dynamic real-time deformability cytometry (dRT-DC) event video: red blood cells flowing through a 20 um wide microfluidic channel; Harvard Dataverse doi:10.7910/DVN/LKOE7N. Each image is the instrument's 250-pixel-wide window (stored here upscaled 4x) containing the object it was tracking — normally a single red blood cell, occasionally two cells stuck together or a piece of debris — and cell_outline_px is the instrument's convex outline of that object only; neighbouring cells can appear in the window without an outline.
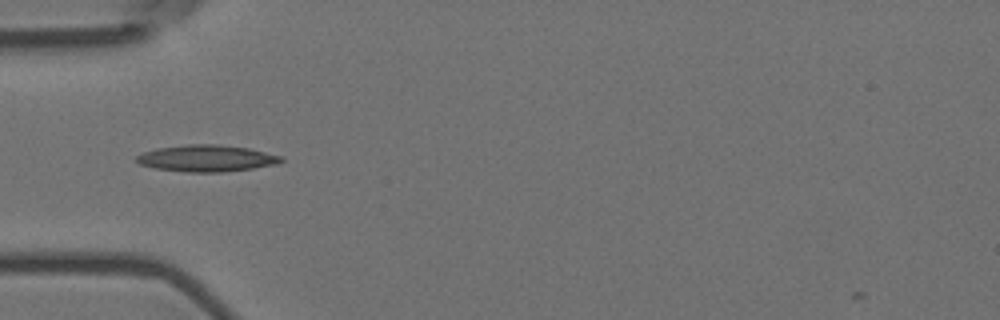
{"species": "Egyptian fruit bat (a non-hibernating species)", "species_latin": "Rousettus aegyptiacus", "temperature_condition": "room temperature", "stored_images_in_passage": 13, "camera_frame_rate_fps": 3000, "um_per_image_px": 0.085, "animal": {"sex": "female"}, "frame": {"image": 1, "passage_image": 1, "time_ms": 0.0, "image_size_px": [1000, 320], "cell_outline_px": [[284, 160], [276, 164], [252, 168], [220, 172], [184, 172], [152, 168], [140, 164], [132, 160], [136, 156], [144, 152], [156, 148], [188, 144], [220, 144], [248, 148], [284, 156]], "centroid_in_image_um": [17.52, 13.45], "position_along_channel_um": 67.5, "area_um2": 22.66}}
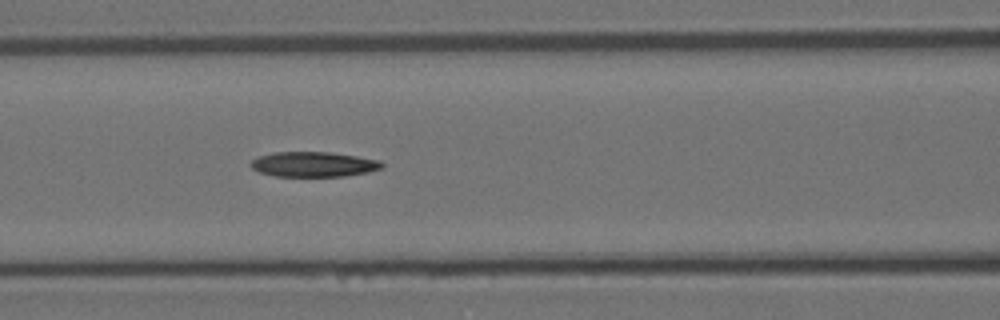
{"frame": {"image": 2, "passage_image": 7, "time_ms": 2.0, "image_size_px": [1000, 320], "cell_outline_px": [[384, 168], [368, 172], [344, 176], [276, 176], [260, 172], [252, 168], [248, 164], [252, 160], [260, 156], [272, 152], [328, 152], [356, 156], [380, 160], [384, 164]], "centroid_in_image_um": [26.67, 13.96], "position_along_channel_um": 139.9, "area_um2": 19.13}}
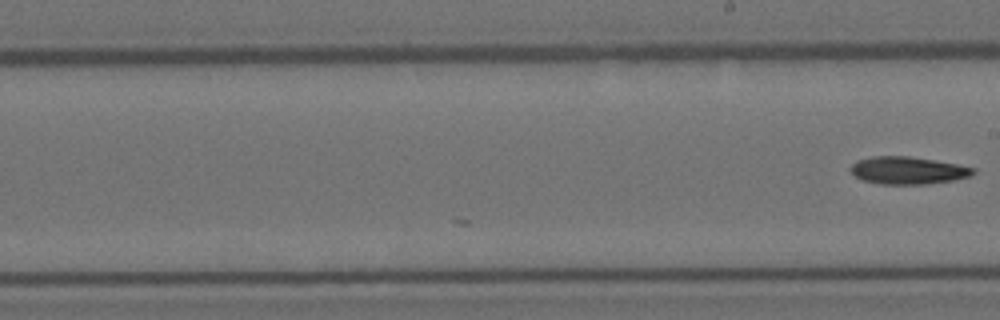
{"frame": {"image": 3, "passage_image": 13, "time_ms": 4.0, "image_size_px": [1000, 320], "cell_outline_px": [[976, 172], [972, 176], [952, 180], [928, 184], [880, 184], [860, 180], [848, 168], [856, 160], [872, 156], [908, 156], [956, 164], [976, 168]], "centroid_in_image_um": [77.14, 14.49], "position_along_channel_um": 211.9, "area_um2": 19.71}}